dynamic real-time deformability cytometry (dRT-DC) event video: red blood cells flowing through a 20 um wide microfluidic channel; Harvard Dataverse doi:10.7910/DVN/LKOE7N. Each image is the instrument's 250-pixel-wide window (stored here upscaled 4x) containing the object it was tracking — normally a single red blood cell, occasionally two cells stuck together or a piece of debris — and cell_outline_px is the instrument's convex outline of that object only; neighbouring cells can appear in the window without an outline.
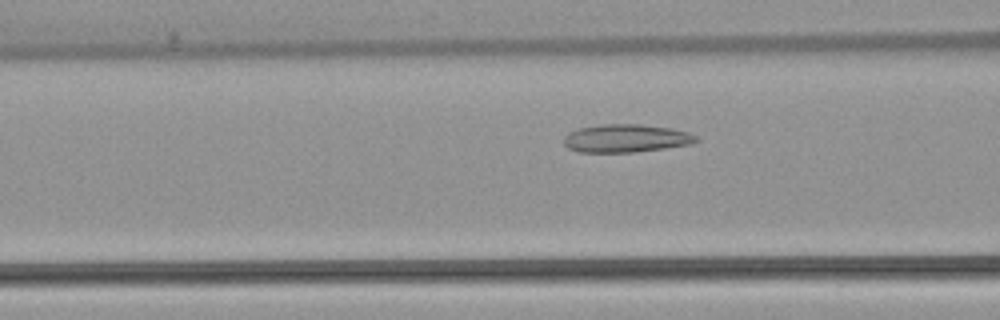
{"species": "common noctule bat (a hibernating species)", "species_latin": "Nyctalus noctula", "temperature_condition": "warm", "stored_images_in_passage": 50, "camera_frame_rate_fps": 3000, "um_per_image_px": 0.085, "animal": {"sex": "female", "body_mass_g": 22.7, "forearm_length_mm": 54.2}, "frame": {"image": 1, "passage_image": 18, "time_ms": 5.667, "image_size_px": [1000, 320], "cell_outline_px": [[700, 140], [688, 144], [664, 148], [636, 152], [580, 152], [568, 148], [564, 144], [564, 136], [568, 132], [580, 128], [604, 124], [640, 124], [672, 128], [688, 132], [696, 136]], "centroid_in_image_um": [53.2, 11.75], "position_along_channel_um": 113.4, "area_um2": 21.56}}
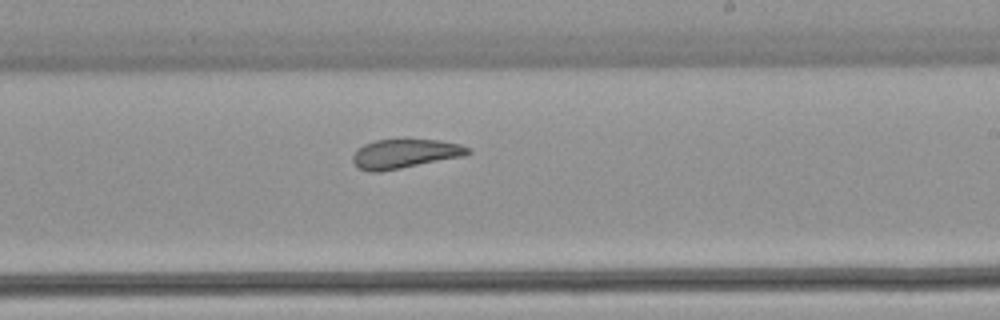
{"frame": {"image": 2, "passage_image": 29, "time_ms": 9.333, "image_size_px": [1000, 320], "cell_outline_px": [[472, 152], [464, 156], [380, 172], [368, 172], [360, 168], [352, 160], [352, 156], [356, 148], [364, 144], [376, 140], [440, 140], [460, 144], [472, 148]], "centroid_in_image_um": [34.42, 13.07], "position_along_channel_um": 254.6, "area_um2": 19.59}}
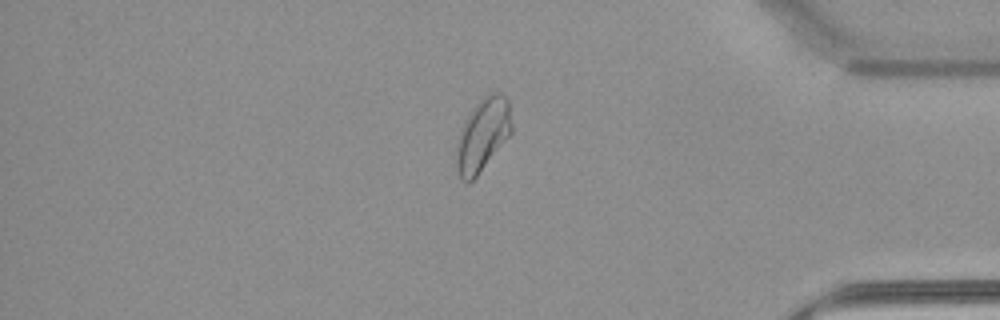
{"frame": {"image": 3, "passage_image": 42, "time_ms": 13.667, "image_size_px": [1000, 320], "cell_outline_px": [[512, 132], [476, 176], [468, 184], [460, 180], [456, 164], [456, 140], [460, 128], [464, 120], [472, 108], [484, 96], [492, 92], [500, 92], [508, 100], [512, 124]], "centroid_in_image_um": [41.0, 11.45], "position_along_channel_um": 394.2, "area_um2": 23.52}, "authors_computed_cell_mechanics": {"area_um2": 22.8888, "velocity_mm_per_s": 3.8568, "shape_relaxation_time_tau1_ms": null, "shape_relaxation_time_tau2_ms": 2.5245, "deformation_change_tau1": null, "deformation_change_tau2": 0.0858}}